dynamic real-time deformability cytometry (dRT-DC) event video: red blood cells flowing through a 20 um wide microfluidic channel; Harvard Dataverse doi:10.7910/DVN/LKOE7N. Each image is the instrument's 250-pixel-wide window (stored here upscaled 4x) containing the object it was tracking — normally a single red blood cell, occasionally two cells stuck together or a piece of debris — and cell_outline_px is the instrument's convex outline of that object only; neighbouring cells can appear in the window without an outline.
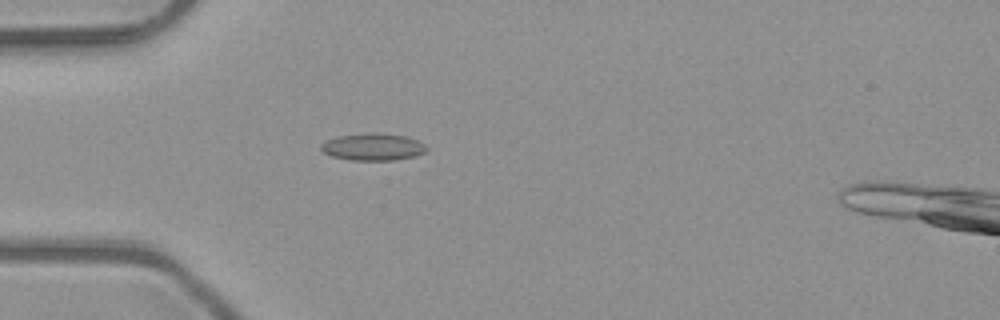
{"species": "common noctule bat (a hibernating species)", "species_latin": "Nyctalus noctula", "temperature_condition": "room temperature", "stored_images_in_passage": 5, "camera_frame_rate_fps": 3000, "um_per_image_px": 0.085, "animal": {"sex": "male", "body_mass_g": 23.1, "forearm_length_mm": 52.7}, "frame": {"image": 1, "passage_image": 5, "time_ms": 1.333, "image_size_px": [1000, 320], "cell_outline_px": [[428, 148], [424, 152], [416, 156], [396, 160], [352, 160], [332, 156], [324, 152], [320, 148], [320, 144], [328, 140], [340, 136], [372, 132], [380, 132], [404, 136], [416, 140], [424, 144]], "centroid_in_image_um": [31.72, 12.49], "position_along_channel_um": 53.3, "area_um2": 16.59}}